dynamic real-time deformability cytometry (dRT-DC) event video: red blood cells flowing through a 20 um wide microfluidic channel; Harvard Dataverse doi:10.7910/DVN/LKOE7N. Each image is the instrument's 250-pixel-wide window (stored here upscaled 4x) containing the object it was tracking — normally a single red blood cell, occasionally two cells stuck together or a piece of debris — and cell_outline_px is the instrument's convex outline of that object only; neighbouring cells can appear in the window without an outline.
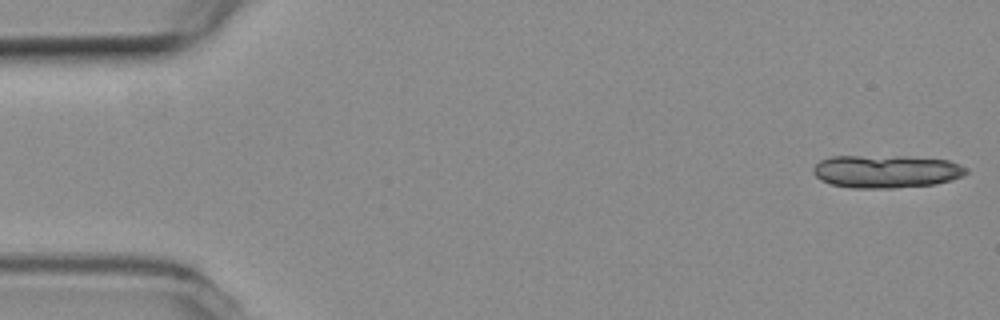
{"species": "common noctule bat (a hibernating species)", "species_latin": "Nyctalus noctula", "temperature_condition": "room temperature", "stored_images_in_passage": 58, "segment_of_instrument_passage": [1, 2], "camera_frame_rate_fps": 3000, "um_per_image_px": 0.085, "animal": {"sex": "female", "body_mass_g": 19.3, "forearm_length_mm": 54.1}, "frame": {"image": 1, "passage_image": 1, "time_ms": 0.0, "image_size_px": [1000, 320], "cell_outline_px": [[968, 172], [964, 176], [952, 180], [936, 184], [896, 188], [848, 188], [832, 184], [820, 180], [812, 172], [812, 168], [820, 160], [832, 156], [904, 156], [948, 160], [960, 164], [968, 168]], "centroid_in_image_um": [75.34, 14.57], "position_along_channel_um": 9.7, "area_um2": 29.71}}